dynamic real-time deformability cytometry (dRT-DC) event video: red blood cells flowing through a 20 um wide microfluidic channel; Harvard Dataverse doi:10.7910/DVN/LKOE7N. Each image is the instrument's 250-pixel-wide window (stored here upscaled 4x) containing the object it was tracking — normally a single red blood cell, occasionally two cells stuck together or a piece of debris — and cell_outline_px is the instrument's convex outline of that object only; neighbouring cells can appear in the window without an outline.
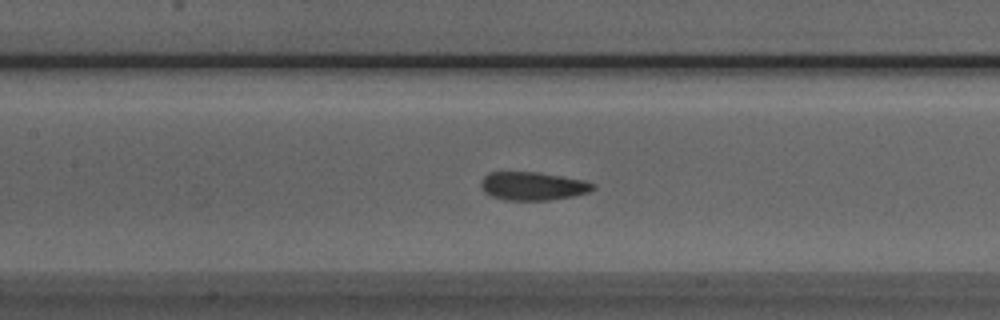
{"species": "Egyptian fruit bat (a non-hibernating species)", "species_latin": "Rousettus aegyptiacus", "temperature_condition": "room temperature", "stored_images_in_passage": 54, "camera_frame_rate_fps": 3000, "um_per_image_px": 0.085, "animal": {"sex": "male"}, "frame": {"image": 1, "passage_image": 24, "time_ms": 7.667, "image_size_px": [1000, 320], "cell_outline_px": [[596, 188], [588, 192], [572, 196], [548, 200], [504, 200], [492, 196], [484, 192], [480, 184], [480, 180], [488, 172], [536, 172], [584, 180], [596, 184]], "centroid_in_image_um": [45.27, 15.81], "position_along_channel_um": 162.1, "area_um2": 18.5}}
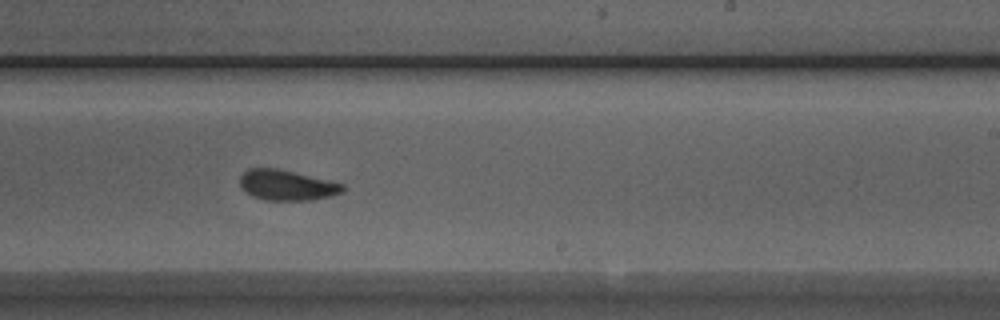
{"frame": {"image": 2, "passage_image": 32, "time_ms": 10.333, "image_size_px": [1000, 320], "cell_outline_px": [[344, 192], [332, 196], [312, 200], [264, 200], [252, 196], [240, 184], [240, 176], [248, 168], [276, 168], [344, 184]], "centroid_in_image_um": [24.39, 15.75], "position_along_channel_um": 264.6, "area_um2": 18.03}}
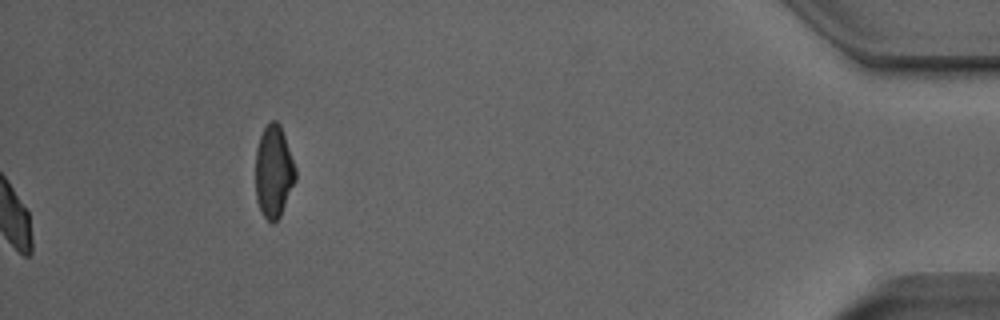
{"frame": {"image": 3, "passage_image": 54, "time_ms": 17.667, "image_size_px": [1000, 320], "cell_outline_px": [[296, 180], [280, 216], [272, 224], [264, 216], [256, 200], [256, 148], [260, 136], [264, 128], [272, 120], [276, 120], [280, 124], [296, 168]], "centroid_in_image_um": [23.27, 14.58], "position_along_channel_um": 411.9, "area_um2": 21.39}, "authors_computed_cell_mechanics": {"area_um2": 18.6694, "velocity_mm_per_s": 3.8622, "shape_relaxation_time_tau1_ms": 4.1969, "shape_relaxation_time_tau2_ms": 1.1783, "deformation_change_tau1": 0.1347, "deformation_change_tau2": 0.0732}}